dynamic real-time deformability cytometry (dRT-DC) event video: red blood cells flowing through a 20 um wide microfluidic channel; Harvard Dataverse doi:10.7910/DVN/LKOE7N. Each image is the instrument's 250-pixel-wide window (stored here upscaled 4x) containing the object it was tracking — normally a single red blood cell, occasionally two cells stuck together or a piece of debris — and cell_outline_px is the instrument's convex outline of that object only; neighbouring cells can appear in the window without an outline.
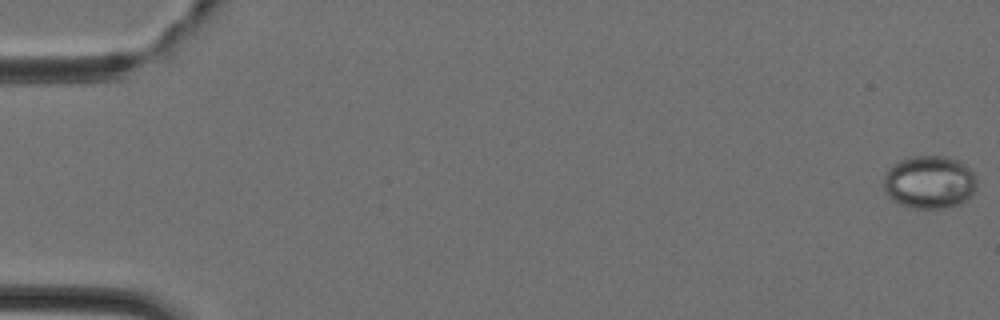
{"species": "Egyptian fruit bat (a non-hibernating species)", "species_latin": "Rousettus aegyptiacus", "temperature_condition": "cold", "stored_images_in_passage": 46, "camera_frame_rate_fps": 3000, "um_per_image_px": 0.085, "animal": {"sex": "female"}, "frame": {"image": 1, "passage_image": 1, "time_ms": 0.0, "image_size_px": [1000, 320], "cell_outline_px": [[976, 188], [960, 204], [944, 208], [912, 208], [900, 204], [892, 200], [888, 196], [884, 188], [884, 176], [888, 168], [900, 160], [912, 156], [948, 156], [960, 160], [972, 168], [976, 176]], "centroid_in_image_um": [79.01, 15.46], "position_along_channel_um": 6.0, "area_um2": 29.02}}
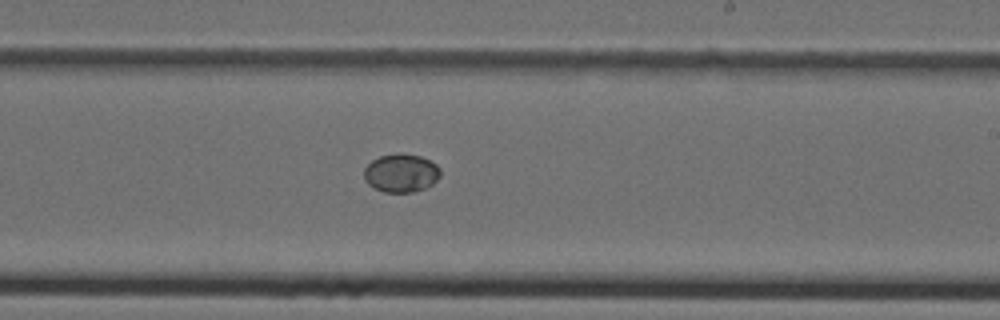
{"frame": {"image": 2, "passage_image": 28, "time_ms": 9.0, "image_size_px": [1000, 320], "cell_outline_px": [[440, 176], [432, 184], [424, 188], [412, 192], [384, 192], [372, 188], [364, 180], [364, 168], [372, 160], [380, 156], [400, 152], [420, 156], [436, 164], [440, 168]], "centroid_in_image_um": [34.06, 14.7], "position_along_channel_um": 254.9, "area_um2": 17.17}}
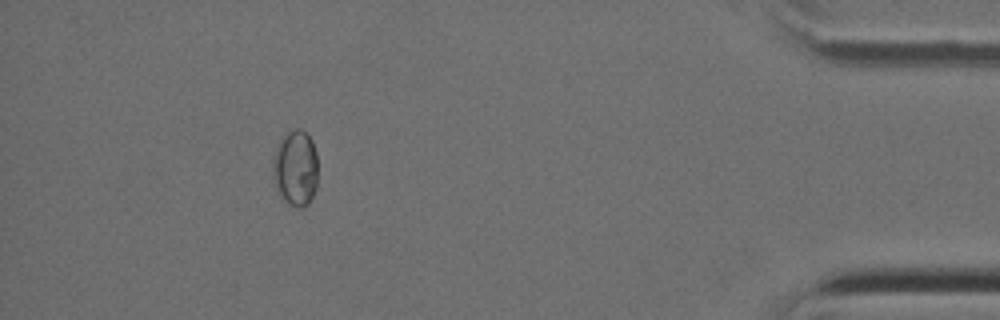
{"frame": {"image": 3, "passage_image": 42, "time_ms": 13.667, "image_size_px": [1000, 320], "cell_outline_px": [[316, 188], [308, 204], [300, 208], [296, 208], [288, 204], [284, 200], [276, 188], [272, 168], [272, 160], [276, 144], [292, 128], [300, 128], [312, 140], [316, 152]], "centroid_in_image_um": [25.09, 14.28], "position_along_channel_um": 410.1, "area_um2": 20.0}}